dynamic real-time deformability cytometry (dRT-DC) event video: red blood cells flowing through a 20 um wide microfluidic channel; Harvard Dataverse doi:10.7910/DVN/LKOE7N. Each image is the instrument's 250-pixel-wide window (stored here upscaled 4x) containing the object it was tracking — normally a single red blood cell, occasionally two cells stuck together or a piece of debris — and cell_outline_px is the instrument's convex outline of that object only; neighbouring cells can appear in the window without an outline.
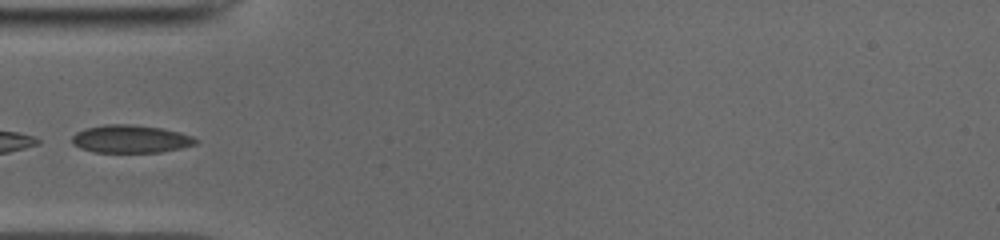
{"species": "common noctule bat (a hibernating species)", "species_latin": "Nyctalus noctula", "temperature_condition": "cold", "stored_images_in_passage": 22, "camera_frame_rate_fps": 3000, "um_per_image_px": 0.085, "animal": {"sex": "male", "body_mass_g": 19.0, "forearm_length_mm": 50.8}, "frame": {"image": 1, "passage_image": 1, "time_ms": 0.0, "image_size_px": [1000, 240], "cell_outline_px": [[200, 140], [196, 144], [180, 148], [160, 152], [92, 152], [80, 148], [72, 144], [72, 136], [76, 132], [84, 128], [104, 124], [128, 124], [160, 128], [180, 132], [192, 136]], "centroid_in_image_um": [11.08, 11.81], "position_along_channel_um": 73.9, "area_um2": 20.17}}
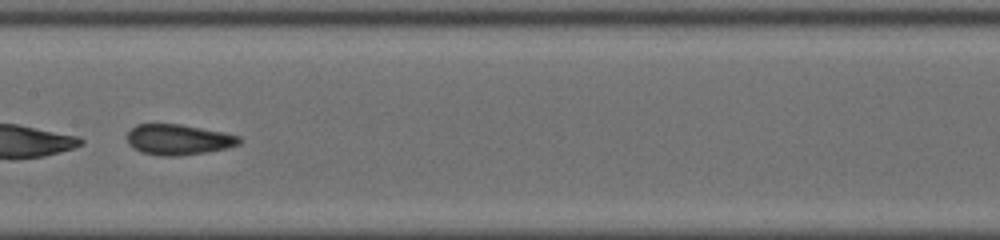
{"frame": {"image": 2, "passage_image": 10, "time_ms": 3.0, "image_size_px": [1000, 240], "cell_outline_px": [[244, 140], [240, 144], [228, 148], [180, 156], [160, 156], [140, 152], [132, 148], [128, 144], [128, 132], [136, 124], [180, 124], [240, 136]], "centroid_in_image_um": [15.16, 11.88], "position_along_channel_um": 192.2, "area_um2": 20.0}}
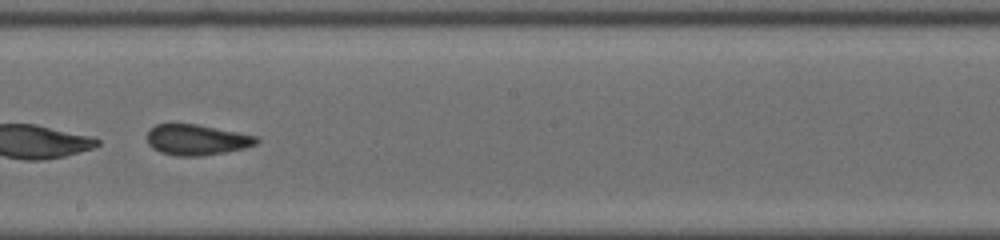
{"frame": {"image": 3, "passage_image": 13, "time_ms": 4.0, "image_size_px": [1000, 240], "cell_outline_px": [[260, 140], [256, 144], [244, 148], [224, 152], [200, 156], [176, 156], [160, 152], [152, 148], [148, 144], [148, 132], [156, 124], [196, 124], [260, 136]], "centroid_in_image_um": [16.75, 11.88], "position_along_channel_um": 231.5, "area_um2": 19.54}}